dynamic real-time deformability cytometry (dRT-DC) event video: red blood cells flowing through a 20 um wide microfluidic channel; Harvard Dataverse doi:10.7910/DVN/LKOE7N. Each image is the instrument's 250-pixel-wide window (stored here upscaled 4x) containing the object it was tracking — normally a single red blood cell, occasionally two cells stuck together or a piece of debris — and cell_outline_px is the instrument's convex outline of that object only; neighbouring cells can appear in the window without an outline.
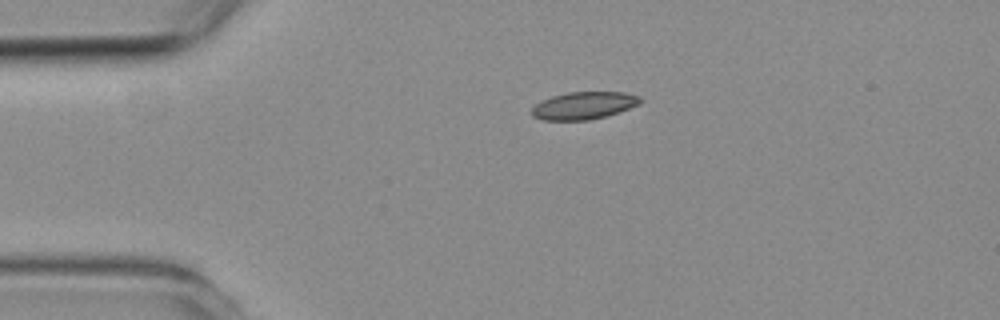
{"species": "common noctule bat (a hibernating species)", "species_latin": "Nyctalus noctula", "temperature_condition": "room temperature", "stored_images_in_passage": 3, "camera_frame_rate_fps": 3000, "um_per_image_px": 0.085, "animal": {"sex": "female", "body_mass_g": 19.3, "forearm_length_mm": 54.1}, "frame": {"image": 1, "passage_image": 1, "time_ms": 0.0, "image_size_px": [1000, 320], "cell_outline_px": [[644, 100], [640, 104], [604, 116], [588, 120], [544, 120], [532, 116], [532, 108], [540, 100], [552, 96], [568, 92], [624, 92], [640, 96]], "centroid_in_image_um": [49.62, 8.96], "position_along_channel_um": 35.4, "area_um2": 17.28}}
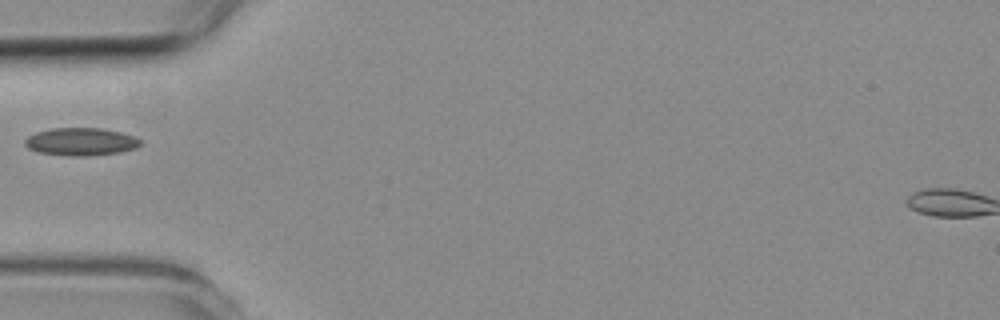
{"frame": {"image": 2, "passage_image": 2, "time_ms": 2.0, "image_size_px": [1000, 320], "cell_outline_px": [[140, 144], [136, 148], [120, 152], [88, 156], [76, 156], [40, 152], [28, 148], [24, 144], [24, 140], [28, 136], [36, 132], [52, 128], [100, 128], [120, 132], [132, 136], [140, 140]], "centroid_in_image_um": [6.86, 12.04], "position_along_channel_um": 78.1, "area_um2": 18.44}}
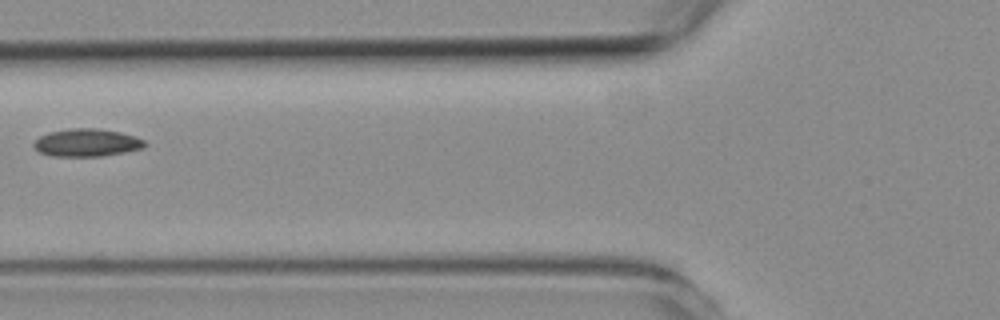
{"frame": {"image": 3, "passage_image": 3, "time_ms": 3.0, "image_size_px": [1000, 320], "cell_outline_px": [[144, 148], [104, 156], [52, 156], [40, 152], [32, 144], [40, 136], [48, 132], [72, 128], [96, 128], [120, 132], [144, 140]], "centroid_in_image_um": [7.35, 12.13], "position_along_channel_um": 118.4, "area_um2": 17.74}}